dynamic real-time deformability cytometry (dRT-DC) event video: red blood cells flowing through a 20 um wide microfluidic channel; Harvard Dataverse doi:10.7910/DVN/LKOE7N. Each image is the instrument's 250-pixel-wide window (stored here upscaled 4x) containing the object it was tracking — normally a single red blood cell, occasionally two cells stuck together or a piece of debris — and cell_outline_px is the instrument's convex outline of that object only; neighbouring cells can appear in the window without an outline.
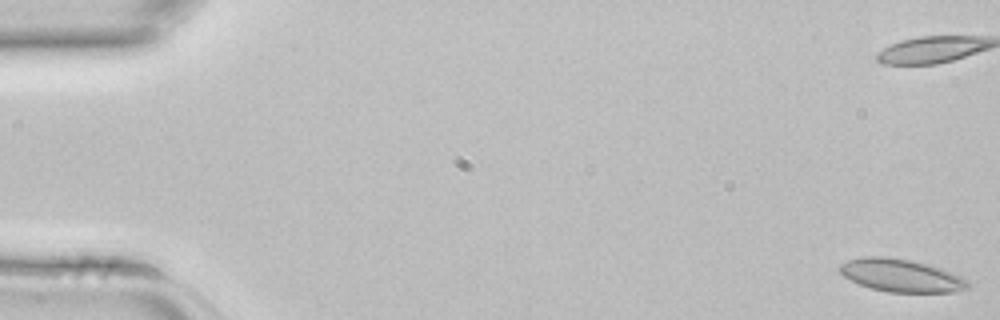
{"species": "common noctule bat (a hibernating species)", "species_latin": "Nyctalus noctula", "temperature_condition": "room temperature", "stored_images_in_passage": 3, "camera_frame_rate_fps": 3000, "um_per_image_px": 0.085, "animal": {"sex": "female", "body_mass_g": 22.7, "forearm_length_mm": 54.2}, "frame": {"image": 1, "passage_image": 1, "time_ms": 0.0, "image_size_px": [1000, 320], "cell_outline_px": [[968, 288], [956, 292], [888, 292], [872, 288], [860, 284], [844, 276], [836, 268], [840, 264], [848, 260], [860, 256], [884, 256], [912, 260], [940, 268], [960, 276], [968, 280]], "centroid_in_image_um": [76.56, 23.4], "position_along_channel_um": 8.4, "area_um2": 24.45}}